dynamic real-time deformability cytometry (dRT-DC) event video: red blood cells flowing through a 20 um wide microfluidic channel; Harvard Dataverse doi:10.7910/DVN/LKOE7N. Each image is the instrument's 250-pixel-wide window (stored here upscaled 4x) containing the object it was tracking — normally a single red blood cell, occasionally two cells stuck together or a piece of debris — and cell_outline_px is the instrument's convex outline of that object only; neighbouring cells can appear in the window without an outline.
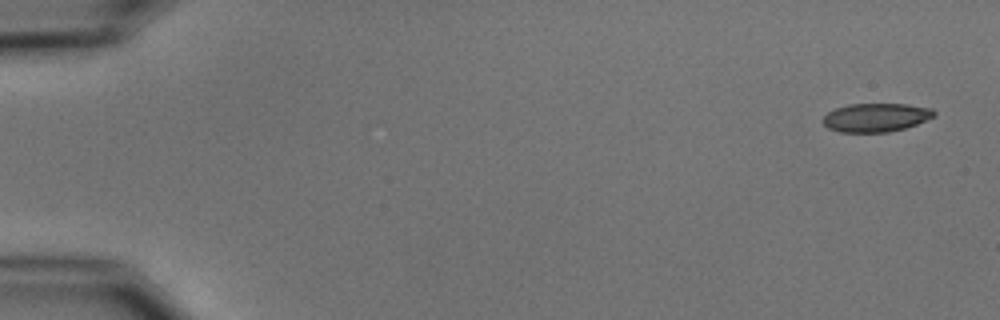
{"species": "common noctule bat (a hibernating species)", "species_latin": "Nyctalus noctula", "temperature_condition": "cold", "stored_images_in_passage": 5, "camera_frame_rate_fps": 3000, "um_per_image_px": 0.085, "animal": {"sex": "male", "body_mass_g": 15.6}, "frame": {"image": 1, "passage_image": 1, "time_ms": 0.0, "image_size_px": [1000, 320], "cell_outline_px": [[936, 116], [916, 124], [904, 128], [888, 132], [840, 132], [828, 128], [820, 120], [828, 112], [836, 108], [848, 104], [908, 104], [932, 108], [936, 112]], "centroid_in_image_um": [74.45, 9.98], "position_along_channel_um": 10.5, "area_um2": 18.61}}
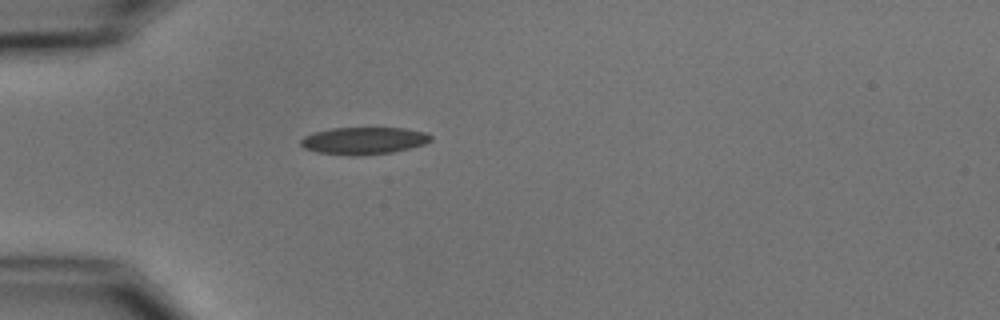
{"frame": {"image": 2, "passage_image": 5, "time_ms": 4.667, "image_size_px": [1000, 320], "cell_outline_px": [[432, 140], [424, 144], [392, 152], [352, 156], [316, 152], [304, 148], [300, 144], [300, 140], [304, 136], [316, 132], [332, 128], [404, 128], [428, 132], [432, 136]], "centroid_in_image_um": [30.93, 11.95], "position_along_channel_um": 54.1, "area_um2": 20.58}}